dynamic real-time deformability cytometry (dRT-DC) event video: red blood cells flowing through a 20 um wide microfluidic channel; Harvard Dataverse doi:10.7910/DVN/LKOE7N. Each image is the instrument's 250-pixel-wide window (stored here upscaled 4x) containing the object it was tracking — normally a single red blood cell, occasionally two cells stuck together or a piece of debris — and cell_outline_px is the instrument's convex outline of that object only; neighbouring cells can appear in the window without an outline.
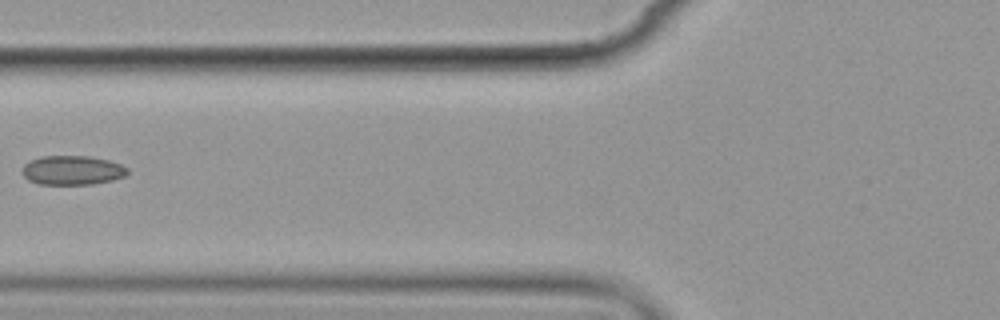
{"species": "common noctule bat (a hibernating species)", "species_latin": "Nyctalus noctula", "temperature_condition": "cold", "stored_images_in_passage": 8, "camera_frame_rate_fps": 3000, "um_per_image_px": 0.085, "animal": {"sex": "female", "body_mass_g": 19.9}, "frame": {"image": 1, "passage_image": 7, "time_ms": 7.0, "image_size_px": [1000, 320], "cell_outline_px": [[128, 172], [124, 176], [112, 180], [92, 184], [40, 184], [28, 180], [20, 172], [24, 164], [28, 160], [40, 156], [88, 156], [108, 160], [120, 164], [128, 168]], "centroid_in_image_um": [6.1, 14.46], "position_along_channel_um": 119.7, "area_um2": 18.03}}
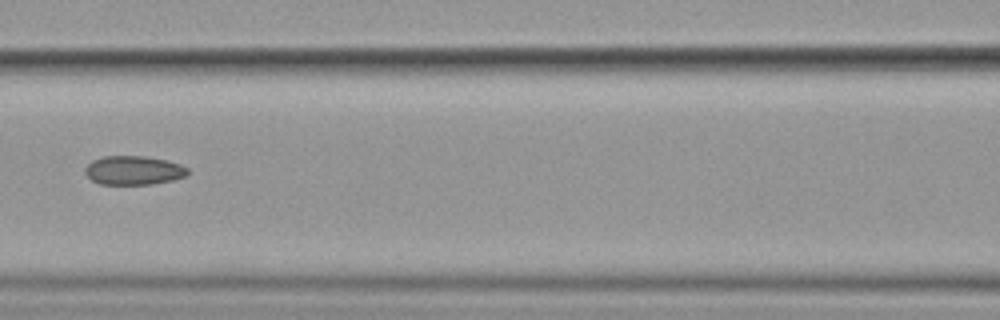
{"frame": {"image": 2, "passage_image": 8, "time_ms": 8.0, "image_size_px": [1000, 320], "cell_outline_px": [[188, 176], [172, 180], [152, 184], [100, 184], [92, 180], [84, 172], [84, 168], [92, 160], [104, 156], [144, 156], [164, 160], [180, 164], [188, 168]], "centroid_in_image_um": [11.35, 14.48], "position_along_channel_um": 155.2, "area_um2": 17.28}}